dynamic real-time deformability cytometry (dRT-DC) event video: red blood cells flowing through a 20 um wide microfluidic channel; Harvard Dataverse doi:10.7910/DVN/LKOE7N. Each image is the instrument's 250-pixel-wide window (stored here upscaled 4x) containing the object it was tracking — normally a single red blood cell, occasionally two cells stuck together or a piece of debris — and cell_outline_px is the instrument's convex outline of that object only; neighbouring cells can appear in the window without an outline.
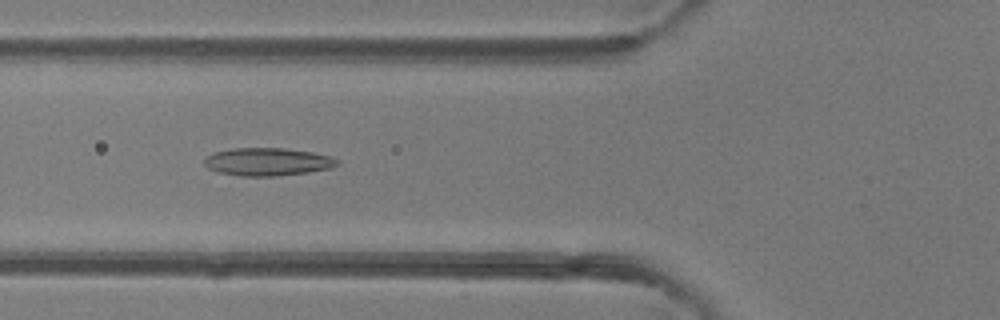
{"species": "common noctule bat (a hibernating species)", "species_latin": "Nyctalus noctula", "temperature_condition": "room temperature", "stored_images_in_passage": 50, "camera_frame_rate_fps": 3000, "um_per_image_px": 0.085, "animal": {"sex": "female"}, "frame": {"image": 1, "passage_image": 19, "time_ms": 6.0, "image_size_px": [1000, 320], "cell_outline_px": [[340, 164], [328, 168], [308, 172], [276, 176], [240, 176], [216, 172], [208, 168], [204, 164], [204, 160], [212, 152], [232, 148], [284, 148], [312, 152], [328, 156], [340, 160]], "centroid_in_image_um": [22.71, 13.75], "position_along_channel_um": 103.1, "area_um2": 21.62}}
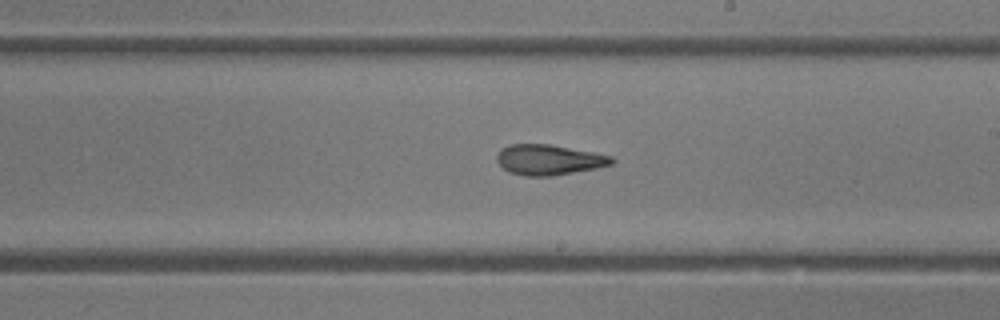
{"frame": {"image": 2, "passage_image": 29, "time_ms": 9.333, "image_size_px": [1000, 320], "cell_outline_px": [[616, 160], [612, 164], [552, 176], [524, 176], [508, 172], [496, 160], [496, 156], [500, 148], [512, 144], [548, 144], [592, 152], [612, 156]], "centroid_in_image_um": [46.61, 13.58], "position_along_channel_um": 242.4, "area_um2": 20.11}}
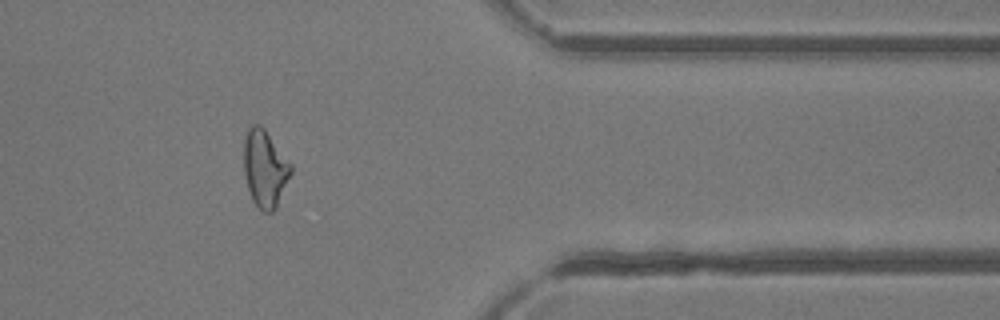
{"frame": {"image": 3, "passage_image": 41, "time_ms": 13.333, "image_size_px": [1000, 320], "cell_outline_px": [[292, 172], [276, 208], [272, 212], [264, 212], [252, 200], [248, 188], [244, 172], [244, 140], [248, 128], [252, 124], [260, 124], [264, 128], [292, 164]], "centroid_in_image_um": [22.52, 14.31], "position_along_channel_um": 388.9, "area_um2": 21.1}, "authors_computed_cell_mechanics": {"area_um2": 21.7617, "velocity_mm_per_s": 4.1696, "shape_relaxation_time_tau1_ms": null, "shape_relaxation_time_tau2_ms": 2.9434, "deformation_change_tau1": null, "deformation_change_tau2": 0.1214}}